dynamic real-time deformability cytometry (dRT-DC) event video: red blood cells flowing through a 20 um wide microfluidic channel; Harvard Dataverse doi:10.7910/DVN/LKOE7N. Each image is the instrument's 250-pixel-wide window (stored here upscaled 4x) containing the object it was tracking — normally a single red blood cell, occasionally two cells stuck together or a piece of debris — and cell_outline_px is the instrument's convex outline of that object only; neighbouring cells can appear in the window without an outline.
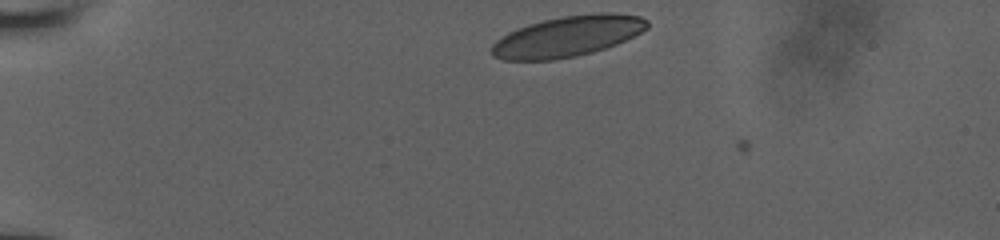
{"species": "human", "species_latin": "Homo sapiens", "temperature_condition": "room temperature", "stored_images_in_passage": 35, "camera_frame_rate_fps": 3000, "um_per_image_px": 0.085, "donor": {"sex": "male"}, "frame": {"image": 1, "passage_image": 1, "time_ms": 0.0, "image_size_px": [1000, 240], "cell_outline_px": [[648, 28], [616, 44], [592, 52], [576, 56], [552, 60], [504, 60], [492, 56], [492, 44], [496, 40], [508, 32], [528, 24], [544, 20], [564, 16], [600, 12], [608, 12], [640, 16], [648, 20]], "centroid_in_image_um": [48.23, 3.09], "position_along_channel_um": 36.8, "area_um2": 36.65}}
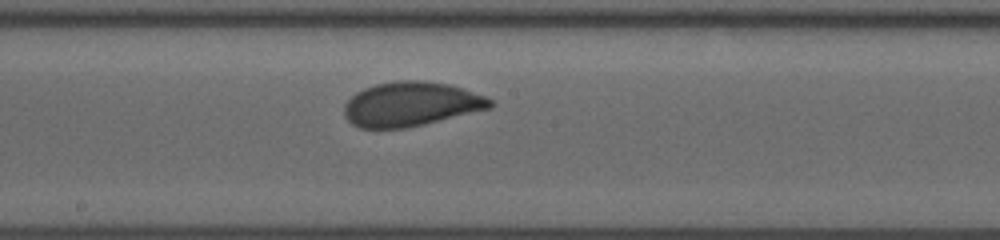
{"frame": {"image": 2, "passage_image": 20, "time_ms": 6.333, "image_size_px": [1000, 240], "cell_outline_px": [[496, 104], [492, 108], [408, 128], [360, 128], [352, 124], [344, 116], [344, 104], [356, 92], [364, 88], [376, 84], [396, 80], [424, 80], [448, 84], [464, 88], [484, 96], [492, 100]], "centroid_in_image_um": [34.95, 8.85], "position_along_channel_um": 213.3, "area_um2": 38.03}}
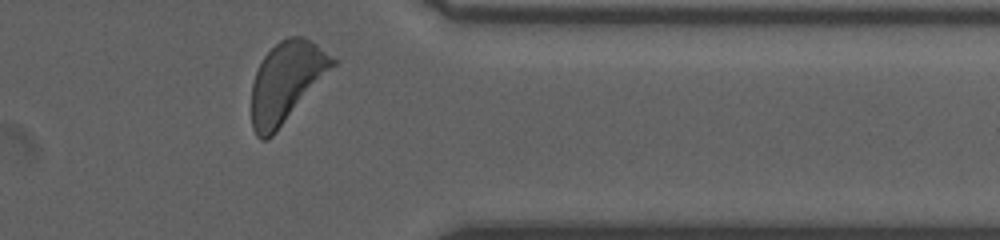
{"frame": {"image": 3, "passage_image": 34, "time_ms": 11.0, "image_size_px": [1000, 240], "cell_outline_px": [[336, 64], [276, 132], [268, 140], [260, 140], [256, 136], [252, 128], [252, 84], [256, 72], [264, 56], [280, 40], [288, 36], [304, 36], [316, 44], [336, 60]], "centroid_in_image_um": [24.32, 6.97], "position_along_channel_um": 387.1, "area_um2": 37.4}, "authors_computed_cell_mechanics": {"area_um2": 37.3966, "velocity_mm_per_s": 3.8697, "shape_relaxation_time_tau1_ms": 4.1511, "shape_relaxation_time_tau2_ms": null, "deformation_change_tau1": 0.1241, "deformation_change_tau2": null}}